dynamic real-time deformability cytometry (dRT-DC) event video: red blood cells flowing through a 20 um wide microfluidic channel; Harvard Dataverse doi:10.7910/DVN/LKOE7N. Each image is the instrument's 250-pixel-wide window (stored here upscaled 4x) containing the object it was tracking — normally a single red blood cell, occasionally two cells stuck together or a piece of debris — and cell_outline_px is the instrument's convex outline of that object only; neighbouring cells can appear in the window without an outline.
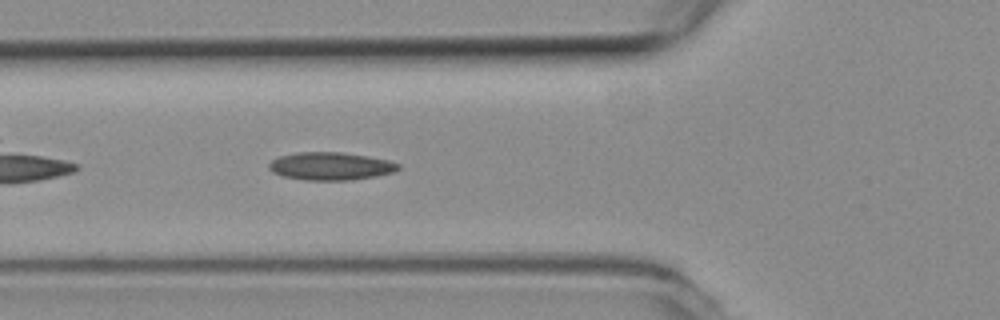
{"species": "common noctule bat (a hibernating species)", "species_latin": "Nyctalus noctula", "temperature_condition": "room temperature", "stored_images_in_passage": 32, "camera_frame_rate_fps": 3000, "um_per_image_px": 0.085, "animal": {"sex": "female", "body_mass_g": 19.3, "forearm_length_mm": 54.1}, "frame": {"image": 1, "passage_image": 5, "time_ms": 1.333, "image_size_px": [1000, 320], "cell_outline_px": [[400, 168], [392, 172], [376, 176], [352, 180], [304, 180], [284, 176], [272, 172], [268, 168], [268, 164], [272, 160], [280, 156], [296, 152], [340, 152], [368, 156], [388, 160], [400, 164]], "centroid_in_image_um": [28.09, 14.12], "position_along_channel_um": 97.7, "area_um2": 20.98}}
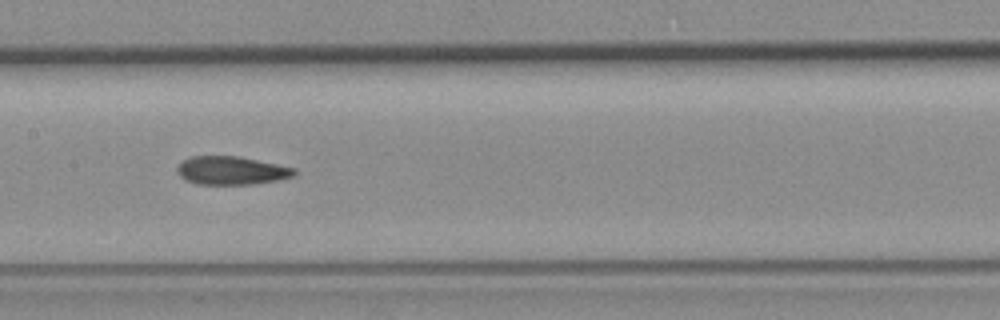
{"frame": {"image": 2, "passage_image": 12, "time_ms": 3.667, "image_size_px": [1000, 320], "cell_outline_px": [[296, 176], [280, 180], [252, 184], [196, 184], [184, 180], [176, 172], [176, 168], [184, 160], [192, 156], [240, 156], [296, 168]], "centroid_in_image_um": [19.69, 14.5], "position_along_channel_um": 187.7, "area_um2": 19.54}}
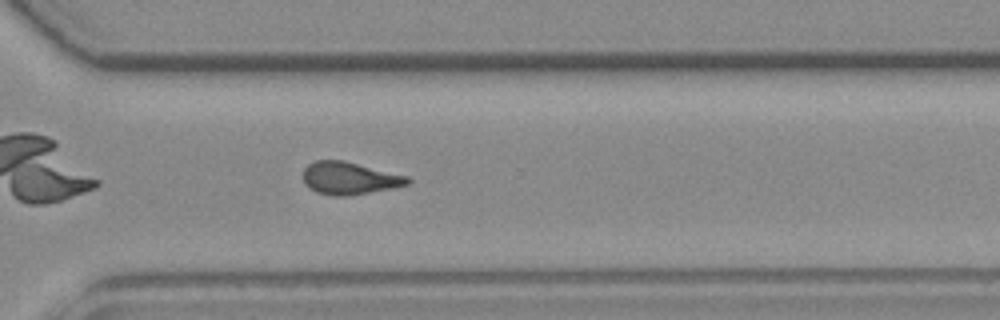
{"frame": {"image": 3, "passage_image": 24, "time_ms": 7.667, "image_size_px": [1000, 320], "cell_outline_px": [[412, 180], [408, 184], [396, 188], [348, 196], [332, 196], [316, 192], [308, 188], [304, 184], [304, 168], [308, 164], [316, 160], [344, 160], [408, 176]], "centroid_in_image_um": [29.71, 15.16], "position_along_channel_um": 340.9, "area_um2": 20.06}, "authors_computed_cell_mechanics": {"area_um2": 19.941, "velocity_mm_per_s": 3.8404, "shape_relaxation_time_tau1_ms": null, "shape_relaxation_time_tau2_ms": 3.3775, "deformation_change_tau1": null, "deformation_change_tau2": 0.1172}}